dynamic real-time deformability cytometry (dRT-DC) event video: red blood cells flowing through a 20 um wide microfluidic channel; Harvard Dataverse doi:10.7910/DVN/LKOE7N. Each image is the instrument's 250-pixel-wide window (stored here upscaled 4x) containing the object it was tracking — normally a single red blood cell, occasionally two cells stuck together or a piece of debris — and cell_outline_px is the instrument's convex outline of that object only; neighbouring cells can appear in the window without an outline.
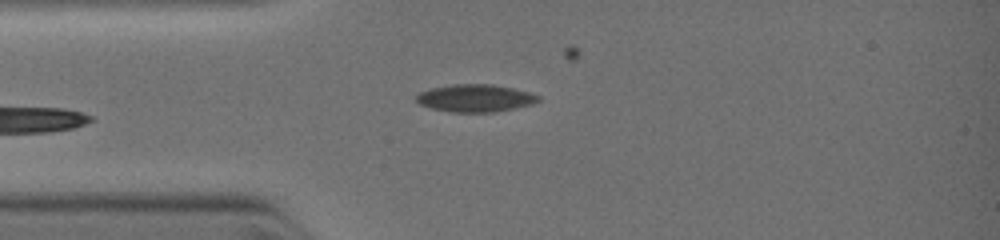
{"species": "common noctule bat (a hibernating species)", "species_latin": "Nyctalus noctula", "temperature_condition": "warm", "stored_images_in_passage": 5, "camera_frame_rate_fps": 3000, "um_per_image_px": 0.085, "animal": {"sex": "female", "body_mass_g": 19.0, "forearm_length_mm": 51.5}, "frame": {"image": 1, "passage_image": 5, "time_ms": 2.333, "image_size_px": [1000, 240], "cell_outline_px": [[540, 100], [528, 104], [512, 108], [492, 112], [452, 112], [432, 108], [420, 104], [416, 100], [416, 96], [420, 92], [432, 88], [452, 84], [492, 84], [512, 88], [528, 92], [540, 96]], "centroid_in_image_um": [40.36, 8.33], "position_along_channel_um": 44.6, "area_um2": 19.19}}